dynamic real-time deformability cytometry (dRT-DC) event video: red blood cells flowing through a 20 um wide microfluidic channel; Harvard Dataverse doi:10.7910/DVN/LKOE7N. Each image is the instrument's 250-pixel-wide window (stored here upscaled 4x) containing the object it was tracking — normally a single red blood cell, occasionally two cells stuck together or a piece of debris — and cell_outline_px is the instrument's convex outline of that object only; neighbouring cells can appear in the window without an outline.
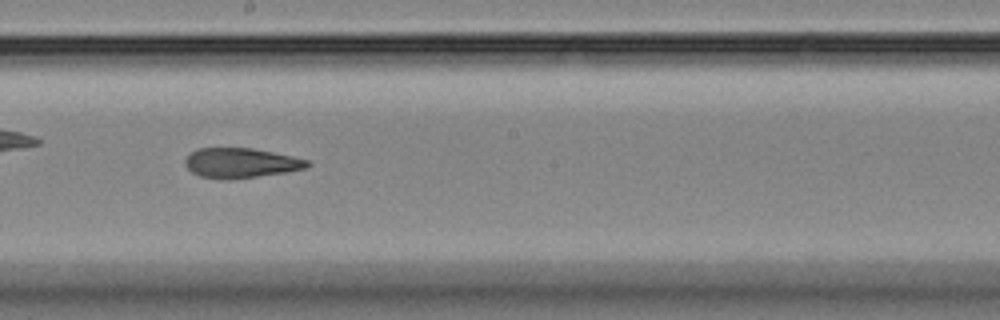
{"species": "Egyptian fruit bat (a non-hibernating species)", "species_latin": "Rousettus aegyptiacus", "temperature_condition": "room temperature", "stored_images_in_passage": 40, "camera_frame_rate_fps": 3000, "um_per_image_px": 0.085, "animal": {"sex": "female"}, "frame": {"image": 1, "passage_image": 18, "time_ms": 5.667, "image_size_px": [1000, 320], "cell_outline_px": [[312, 164], [308, 168], [288, 172], [228, 180], [200, 176], [192, 172], [184, 164], [184, 160], [196, 148], [252, 148], [292, 156], [308, 160]], "centroid_in_image_um": [20.49, 13.85], "position_along_channel_um": 227.7, "area_um2": 21.33}, "authors_computed_cell_mechanics": {"area_um2": 21.5594, "velocity_mm_per_s": 3.7418, "shape_relaxation_time_tau1_ms": null, "shape_relaxation_time_tau2_ms": 3.5184, "deformation_change_tau1": null, "deformation_change_tau2": 0.1323}}